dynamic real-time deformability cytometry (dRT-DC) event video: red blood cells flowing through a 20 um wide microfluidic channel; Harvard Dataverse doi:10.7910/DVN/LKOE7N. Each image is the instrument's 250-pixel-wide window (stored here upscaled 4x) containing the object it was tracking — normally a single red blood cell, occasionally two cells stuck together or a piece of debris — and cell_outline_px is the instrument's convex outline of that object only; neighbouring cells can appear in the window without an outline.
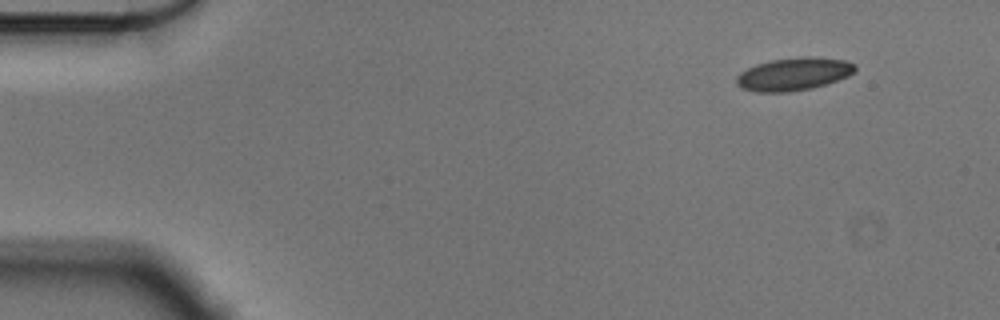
{"species": "Egyptian fruit bat (a non-hibernating species)", "species_latin": "Rousettus aegyptiacus", "temperature_condition": "cold", "stored_images_in_passage": 53, "camera_frame_rate_fps": 3000, "um_per_image_px": 0.085, "animal": {"sex": "male"}, "frame": {"image": 1, "passage_image": 2, "time_ms": 0.333, "image_size_px": [1000, 320], "cell_outline_px": [[856, 68], [848, 76], [812, 88], [788, 92], [756, 92], [740, 88], [736, 84], [736, 76], [740, 72], [756, 64], [772, 60], [800, 56], [816, 56], [844, 60], [856, 64]], "centroid_in_image_um": [67.43, 6.29], "position_along_channel_um": 17.6, "area_um2": 22.77}}
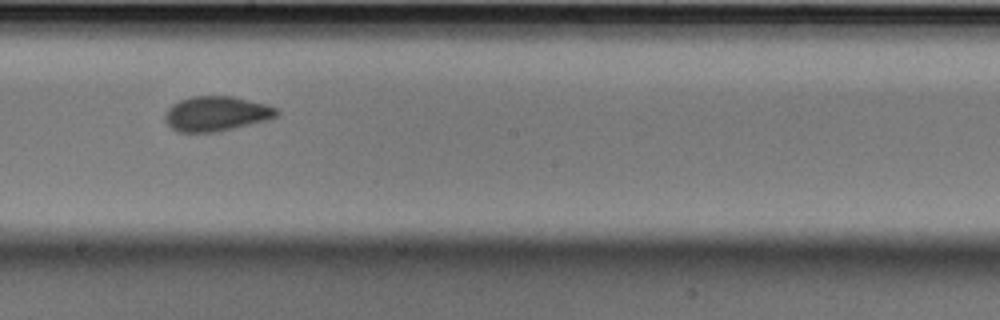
{"frame": {"image": 2, "passage_image": 28, "time_ms": 9.0, "image_size_px": [1000, 320], "cell_outline_px": [[280, 112], [276, 116], [264, 120], [216, 132], [176, 132], [164, 120], [164, 112], [172, 104], [180, 100], [192, 96], [232, 96], [268, 104], [280, 108]], "centroid_in_image_um": [18.37, 9.65], "position_along_channel_um": 229.8, "area_um2": 22.72}}
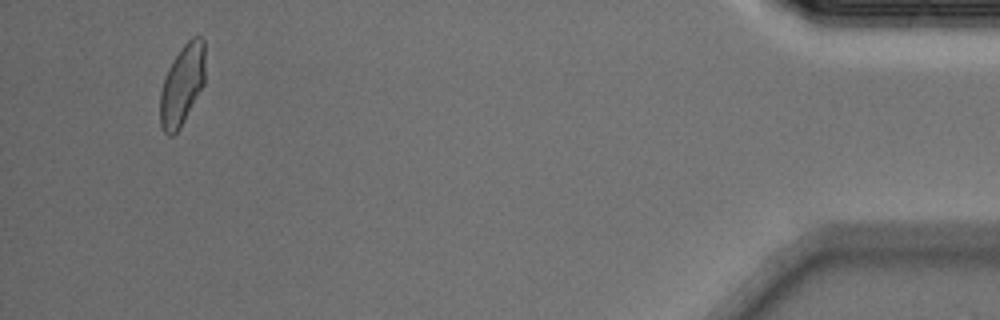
{"frame": {"image": 3, "passage_image": 50, "time_ms": 16.333, "image_size_px": [1000, 320], "cell_outline_px": [[204, 84], [180, 128], [172, 136], [168, 136], [164, 132], [160, 124], [160, 92], [164, 76], [172, 60], [180, 48], [192, 36], [200, 36], [204, 40]], "centroid_in_image_um": [15.46, 7.21], "position_along_channel_um": 419.7, "area_um2": 21.21}, "authors_computed_cell_mechanics": {"area_um2": 22.1374, "velocity_mm_per_s": 3.5715, "shape_relaxation_time_tau1_ms": 8.9234, "shape_relaxation_time_tau2_ms": 1.071, "deformation_change_tau1": 0.1342, "deformation_change_tau2": 0.0678}}